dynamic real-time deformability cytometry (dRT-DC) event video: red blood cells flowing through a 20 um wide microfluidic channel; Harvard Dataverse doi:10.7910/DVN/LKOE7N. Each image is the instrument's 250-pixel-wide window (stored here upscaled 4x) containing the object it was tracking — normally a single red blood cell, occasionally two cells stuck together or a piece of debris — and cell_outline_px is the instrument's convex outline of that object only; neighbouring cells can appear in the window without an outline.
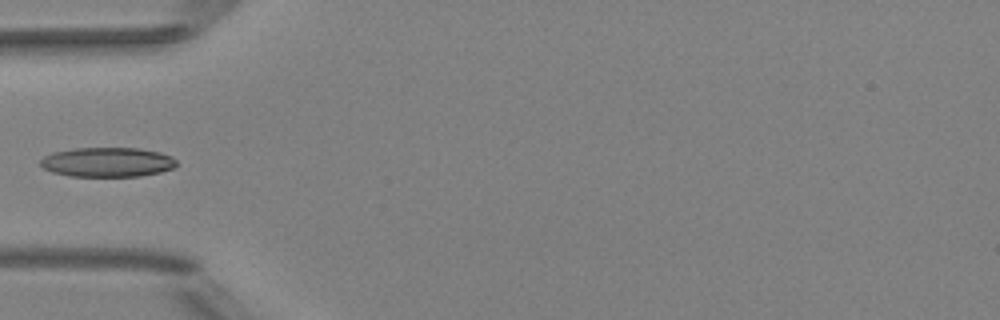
{"species": "Egyptian fruit bat (a non-hibernating species)", "species_latin": "Rousettus aegyptiacus", "temperature_condition": "room temperature", "stored_images_in_passage": 4, "camera_frame_rate_fps": 3000, "um_per_image_px": 0.085, "animal": {"sex": "female"}, "frame": {"image": 1, "passage_image": 3, "time_ms": 0.667, "image_size_px": [1000, 320], "cell_outline_px": [[176, 164], [172, 168], [160, 172], [140, 176], [68, 176], [52, 172], [44, 168], [40, 164], [40, 160], [44, 156], [52, 152], [76, 148], [136, 148], [160, 152], [172, 156], [176, 160]], "centroid_in_image_um": [9.11, 13.78], "position_along_channel_um": 75.9, "area_um2": 23.41}}
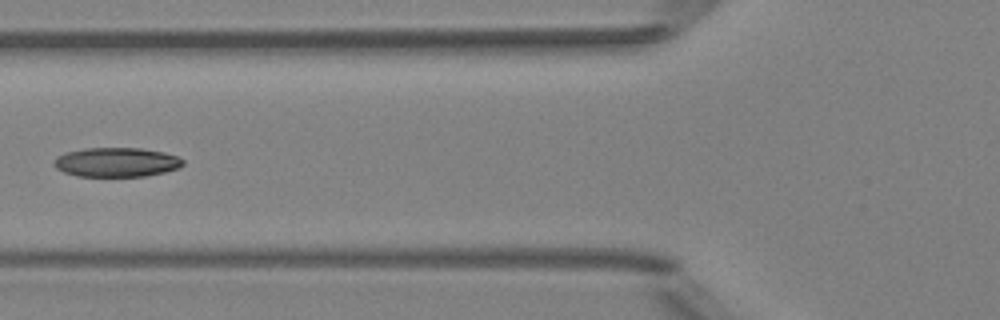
{"frame": {"image": 2, "passage_image": 4, "time_ms": 1.0, "image_size_px": [1000, 320], "cell_outline_px": [[184, 164], [180, 168], [164, 172], [144, 176], [76, 176], [64, 172], [56, 168], [52, 164], [52, 160], [56, 156], [64, 152], [84, 148], [140, 148], [164, 152], [176, 156], [184, 160]], "centroid_in_image_um": [9.86, 13.78], "position_along_channel_um": 115.9, "area_um2": 22.25}}